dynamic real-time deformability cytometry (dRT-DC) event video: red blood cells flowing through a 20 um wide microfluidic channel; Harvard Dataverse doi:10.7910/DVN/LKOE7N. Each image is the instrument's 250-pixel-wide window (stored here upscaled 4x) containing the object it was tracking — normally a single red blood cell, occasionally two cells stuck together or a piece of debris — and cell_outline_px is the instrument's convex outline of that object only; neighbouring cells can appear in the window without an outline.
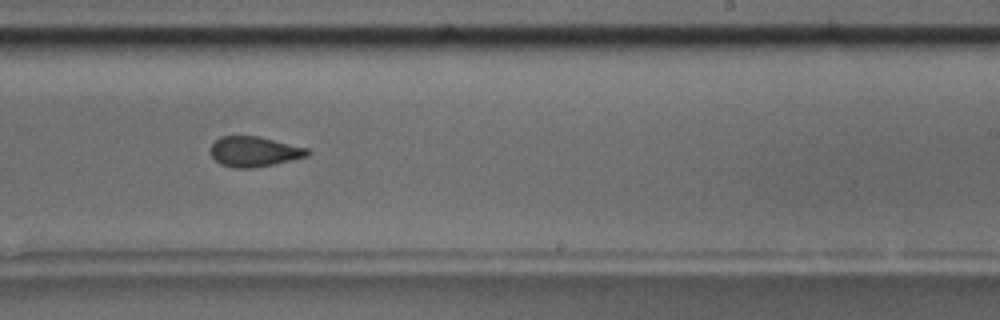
{"species": "common noctule bat (a hibernating species)", "species_latin": "Nyctalus noctula", "temperature_condition": "room temperature", "stored_images_in_passage": 12, "camera_frame_rate_fps": 3000, "um_per_image_px": 0.085, "animal": {"sex": "male", "body_mass_g": 17.5, "forearm_length_mm": 52.3}, "frame": {"image": 1, "passage_image": 7, "time_ms": 7.667, "image_size_px": [1000, 320], "cell_outline_px": [[312, 152], [308, 156], [292, 160], [252, 168], [232, 168], [220, 164], [212, 156], [212, 144], [220, 136], [256, 136], [308, 148]], "centroid_in_image_um": [21.62, 12.89], "position_along_channel_um": 267.4, "area_um2": 16.88}}